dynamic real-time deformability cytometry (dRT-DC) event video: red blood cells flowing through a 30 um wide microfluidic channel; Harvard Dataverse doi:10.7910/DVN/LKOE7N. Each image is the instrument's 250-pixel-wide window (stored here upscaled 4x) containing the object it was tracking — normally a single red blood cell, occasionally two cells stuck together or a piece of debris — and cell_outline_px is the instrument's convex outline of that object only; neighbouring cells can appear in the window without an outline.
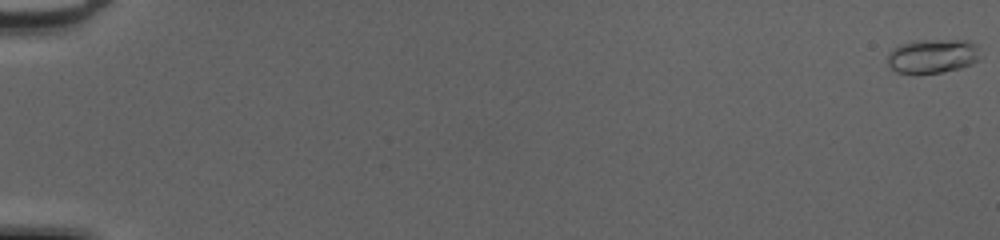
{"species": "common noctule bat (a hibernating species)", "species_latin": "Nyctalus noctula", "temperature_condition": "cold", "stored_images_in_passage": 52, "camera_frame_rate_fps": 3000, "um_per_image_px": 0.085, "animal": {"sex": "female", "body_mass_g": 20.0, "forearm_length_mm": 54.0}, "frame": {"image": 1, "passage_image": 1, "time_ms": 0.0, "image_size_px": [1000, 240], "cell_outline_px": [[984, 56], [972, 64], [960, 68], [940, 72], [896, 72], [888, 64], [888, 52], [892, 48], [900, 44], [916, 40], [968, 40], [976, 44]], "centroid_in_image_um": [79.33, 4.73], "position_along_channel_um": 5.7, "area_um2": 18.55}}
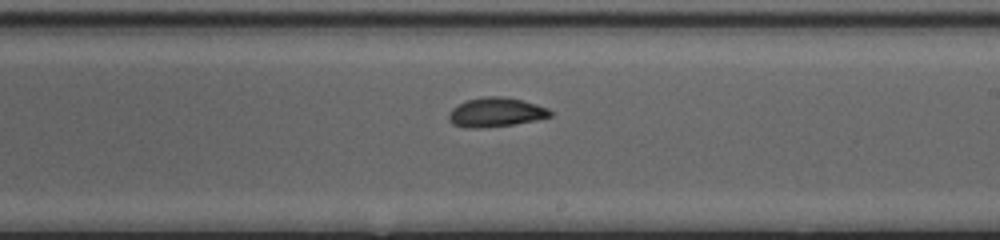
{"frame": {"image": 2, "passage_image": 33, "time_ms": 10.667, "image_size_px": [1000, 240], "cell_outline_px": [[552, 116], [536, 120], [516, 124], [484, 128], [464, 128], [452, 124], [448, 120], [448, 112], [452, 108], [468, 100], [484, 96], [504, 96], [536, 104], [548, 108], [552, 112]], "centroid_in_image_um": [42.13, 9.56], "position_along_channel_um": 246.9, "area_um2": 17.46}}
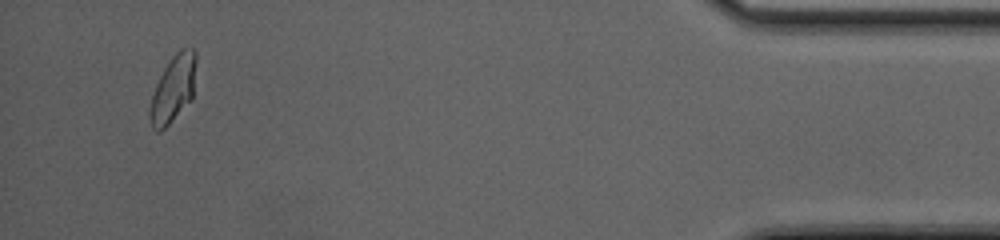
{"frame": {"image": 3, "passage_image": 50, "time_ms": 16.333, "image_size_px": [1000, 240], "cell_outline_px": [[196, 60], [192, 100], [160, 132], [156, 132], [152, 128], [148, 116], [148, 108], [156, 84], [164, 68], [172, 56], [180, 48], [192, 48], [196, 52]], "centroid_in_image_um": [14.7, 7.56], "position_along_channel_um": 420.5, "area_um2": 18.09}, "authors_computed_cell_mechanics": {"area_um2": 17.2822, "velocity_mm_per_s": 4.186, "shape_relaxation_time_tau1_ms": 6.8017, "shape_relaxation_time_tau2_ms": 1.1157, "deformation_change_tau1": 0.1988, "deformation_change_tau2": 0.0631}}